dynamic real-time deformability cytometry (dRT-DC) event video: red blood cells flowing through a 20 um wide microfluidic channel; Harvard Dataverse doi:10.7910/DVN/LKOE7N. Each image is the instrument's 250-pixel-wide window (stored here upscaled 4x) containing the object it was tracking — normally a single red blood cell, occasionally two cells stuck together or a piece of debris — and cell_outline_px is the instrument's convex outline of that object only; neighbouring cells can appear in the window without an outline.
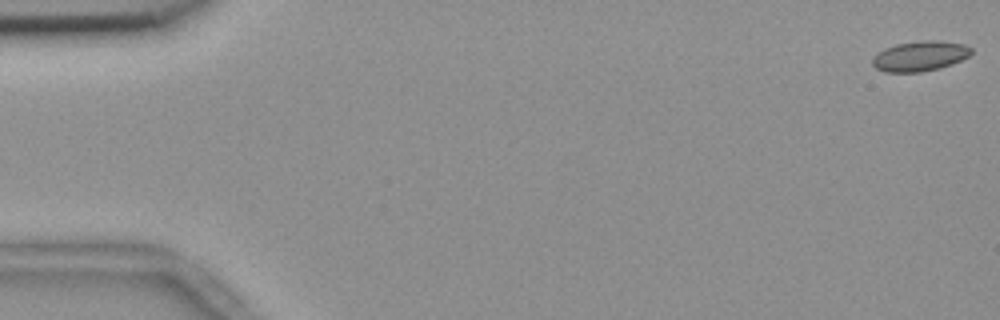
{"species": "common noctule bat (a hibernating species)", "species_latin": "Nyctalus noctula", "temperature_condition": "room temperature", "stored_images_in_passage": 40, "camera_frame_rate_fps": 3000, "um_per_image_px": 0.085, "animal": {"sex": "female", "body_mass_g": 18.4}, "frame": {"image": 1, "passage_image": 1, "time_ms": 0.0, "image_size_px": [1000, 320], "cell_outline_px": [[972, 52], [968, 56], [952, 64], [920, 72], [884, 72], [876, 68], [872, 64], [872, 60], [884, 48], [896, 44], [924, 40], [936, 40], [964, 44], [972, 48]], "centroid_in_image_um": [78.2, 4.76], "position_along_channel_um": 6.8, "area_um2": 17.11}}
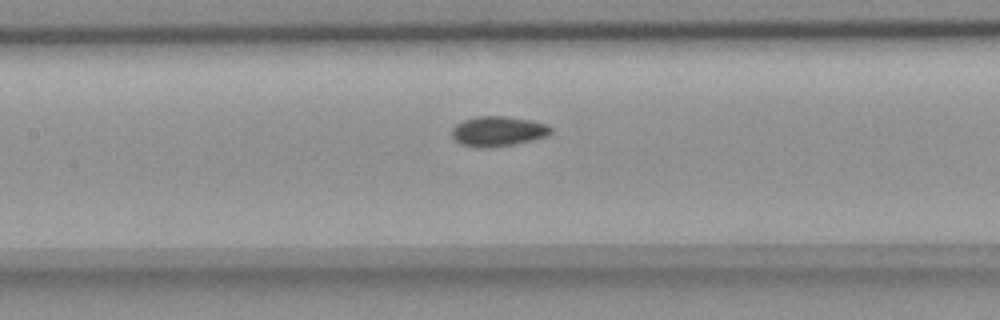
{"frame": {"image": 2, "passage_image": 26, "time_ms": 8.333, "image_size_px": [1000, 320], "cell_outline_px": [[552, 132], [548, 136], [532, 140], [512, 144], [484, 148], [476, 148], [460, 144], [452, 136], [452, 128], [456, 124], [464, 120], [476, 116], [504, 116], [532, 120], [548, 124], [552, 128]], "centroid_in_image_um": [42.34, 11.15], "position_along_channel_um": 165.1, "area_um2": 17.4}}
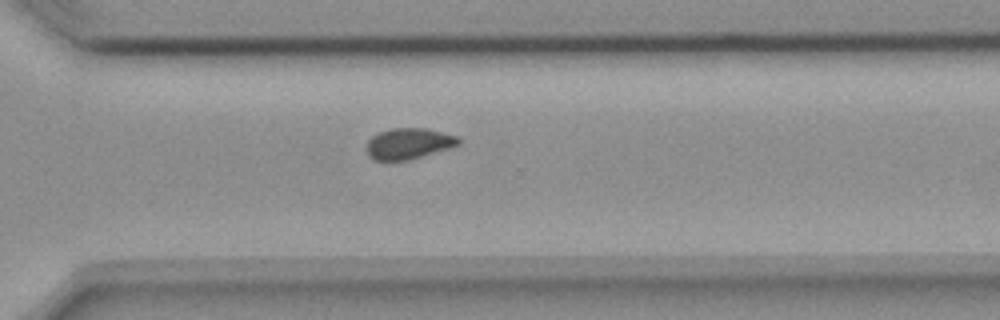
{"frame": {"image": 3, "passage_image": 40, "time_ms": 13.0, "image_size_px": [1000, 320], "cell_outline_px": [[460, 144], [448, 148], [408, 160], [376, 160], [368, 156], [368, 140], [372, 136], [380, 132], [392, 128], [424, 128], [456, 136], [460, 140]], "centroid_in_image_um": [34.72, 12.2], "position_along_channel_um": 335.9, "area_um2": 16.18}}